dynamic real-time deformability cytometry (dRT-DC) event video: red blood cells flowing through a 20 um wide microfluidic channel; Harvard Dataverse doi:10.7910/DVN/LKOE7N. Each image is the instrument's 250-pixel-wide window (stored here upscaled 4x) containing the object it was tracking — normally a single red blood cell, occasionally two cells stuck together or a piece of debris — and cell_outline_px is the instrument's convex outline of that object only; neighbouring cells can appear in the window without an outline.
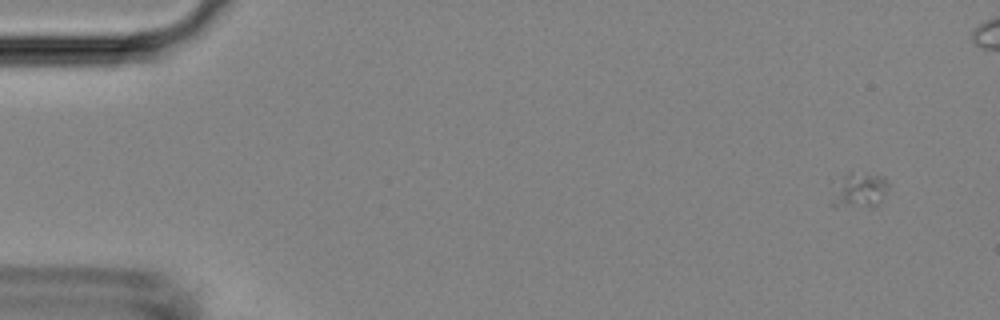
{"species": "Egyptian fruit bat (a non-hibernating species)", "species_latin": "Rousettus aegyptiacus", "temperature_condition": "room temperature", "stored_images_in_passage": 6, "camera_frame_rate_fps": 3000, "um_per_image_px": 0.085, "animal": {"sex": "female"}, "frame": {"image": 1, "passage_image": 1, "time_ms": 0.0, "image_size_px": [1000, 320], "cell_outline_px": [[888, 184], [880, 204], [876, 208], [836, 208], [828, 204], [844, 176], [852, 172], [884, 176]], "centroid_in_image_um": [73.06, 16.27], "position_along_channel_um": 11.9, "area_um2": 11.73}}